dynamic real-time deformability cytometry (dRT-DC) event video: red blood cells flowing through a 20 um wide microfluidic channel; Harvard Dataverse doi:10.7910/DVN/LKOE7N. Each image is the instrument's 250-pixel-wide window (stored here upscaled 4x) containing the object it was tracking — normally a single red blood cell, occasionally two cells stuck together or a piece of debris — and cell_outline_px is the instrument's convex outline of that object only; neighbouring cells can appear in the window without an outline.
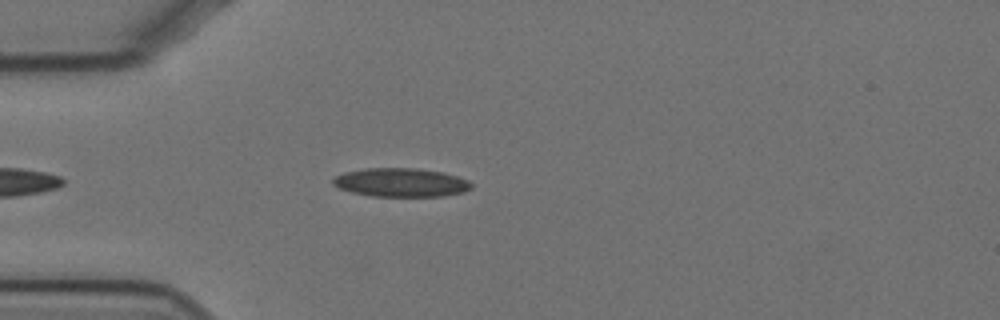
{"species": "Egyptian fruit bat (a non-hibernating species)", "species_latin": "Rousettus aegyptiacus", "temperature_condition": "cold", "stored_images_in_passage": 25, "camera_frame_rate_fps": 3000, "um_per_image_px": 0.085, "animal": {"sex": "female"}, "frame": {"image": 1, "passage_image": 6, "time_ms": 1.667, "image_size_px": [1000, 320], "cell_outline_px": [[472, 188], [464, 192], [444, 196], [372, 196], [352, 192], [340, 188], [332, 184], [332, 180], [336, 176], [344, 172], [364, 168], [416, 168], [444, 172], [468, 180], [472, 184]], "centroid_in_image_um": [34.09, 15.5], "position_along_channel_um": 50.9, "area_um2": 23.18}}
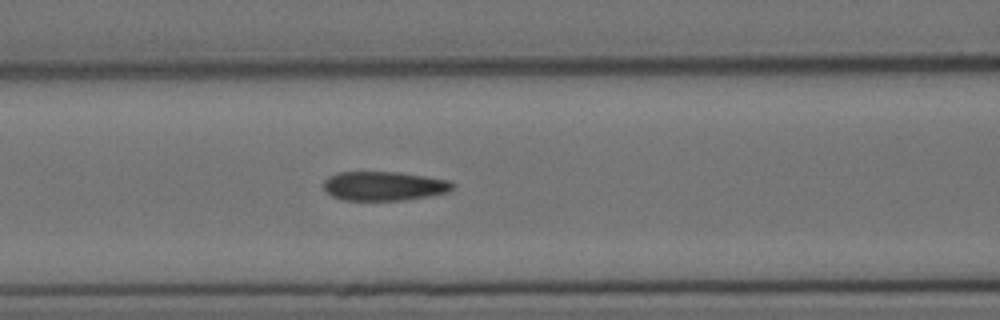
{"frame": {"image": 2, "passage_image": 14, "time_ms": 4.333, "image_size_px": [1000, 320], "cell_outline_px": [[456, 184], [448, 192], [428, 196], [404, 200], [344, 200], [332, 196], [324, 192], [324, 180], [328, 176], [336, 172], [400, 172], [448, 180]], "centroid_in_image_um": [32.6, 15.81], "position_along_channel_um": 134.0, "area_um2": 22.02}}
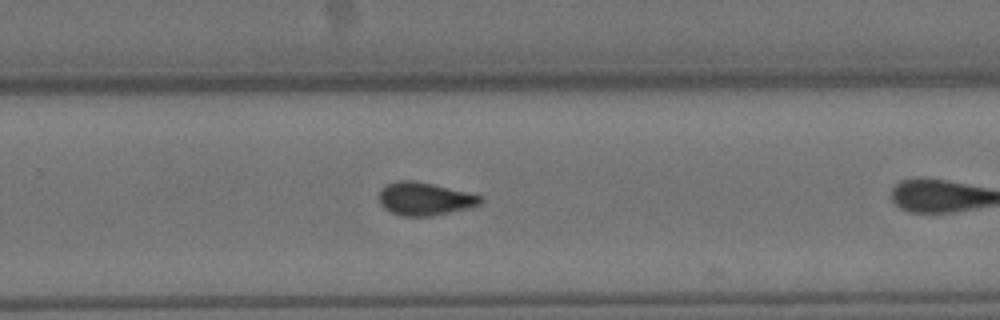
{"frame": {"image": 3, "passage_image": 24, "time_ms": 7.667, "image_size_px": [1000, 320], "cell_outline_px": [[484, 200], [480, 204], [468, 208], [432, 216], [400, 216], [384, 208], [380, 204], [380, 192], [388, 184], [400, 180], [412, 180], [432, 184], [484, 196]], "centroid_in_image_um": [36.13, 16.91], "position_along_channel_um": 293.7, "area_um2": 19.31}}